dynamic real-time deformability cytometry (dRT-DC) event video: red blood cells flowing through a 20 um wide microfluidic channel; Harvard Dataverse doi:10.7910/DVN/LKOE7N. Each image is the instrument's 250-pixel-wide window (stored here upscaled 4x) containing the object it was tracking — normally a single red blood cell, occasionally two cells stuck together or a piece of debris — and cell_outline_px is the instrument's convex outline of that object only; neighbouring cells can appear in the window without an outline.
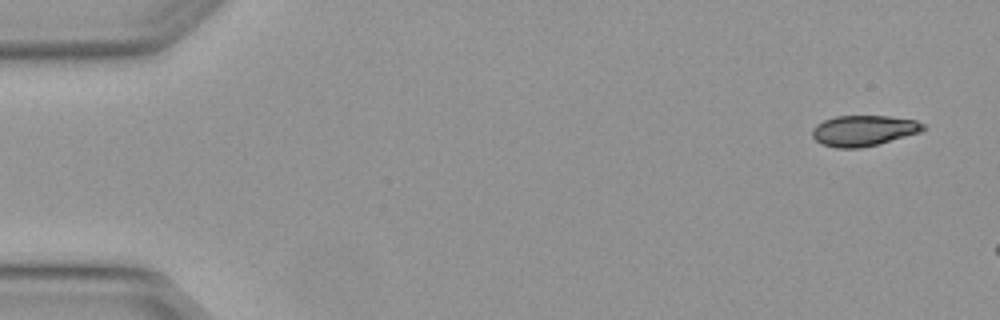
{"species": "Egyptian fruit bat (a non-hibernating species)", "species_latin": "Rousettus aegyptiacus", "temperature_condition": "warm", "stored_images_in_passage": 3, "camera_frame_rate_fps": 3000, "um_per_image_px": 0.085, "animal": {"sex": "female"}, "frame": {"image": 1, "passage_image": 1, "time_ms": 0.0, "image_size_px": [1000, 320], "cell_outline_px": [[928, 128], [920, 132], [876, 144], [860, 148], [836, 148], [820, 144], [812, 136], [812, 128], [816, 124], [824, 120], [836, 116], [888, 116], [916, 120], [924, 124]], "centroid_in_image_um": [73.39, 11.1], "position_along_channel_um": 11.6, "area_um2": 19.83}}